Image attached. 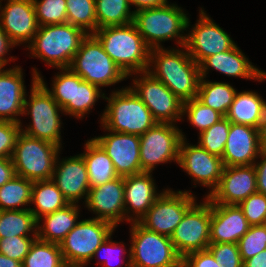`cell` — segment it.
<instances>
[{"label":"cell","mask_w":266,"mask_h":267,"mask_svg":"<svg viewBox=\"0 0 266 267\" xmlns=\"http://www.w3.org/2000/svg\"><path fill=\"white\" fill-rule=\"evenodd\" d=\"M21 123L0 121V158H11L17 138L21 133Z\"/></svg>","instance_id":"obj_45"},{"label":"cell","mask_w":266,"mask_h":267,"mask_svg":"<svg viewBox=\"0 0 266 267\" xmlns=\"http://www.w3.org/2000/svg\"><path fill=\"white\" fill-rule=\"evenodd\" d=\"M250 225L266 223V195L260 192L251 194L238 205Z\"/></svg>","instance_id":"obj_42"},{"label":"cell","mask_w":266,"mask_h":267,"mask_svg":"<svg viewBox=\"0 0 266 267\" xmlns=\"http://www.w3.org/2000/svg\"><path fill=\"white\" fill-rule=\"evenodd\" d=\"M13 46H15V44L9 39L8 35L0 25V66L3 68L8 64V61H12L6 59L4 55L8 52L9 48Z\"/></svg>","instance_id":"obj_50"},{"label":"cell","mask_w":266,"mask_h":267,"mask_svg":"<svg viewBox=\"0 0 266 267\" xmlns=\"http://www.w3.org/2000/svg\"><path fill=\"white\" fill-rule=\"evenodd\" d=\"M154 64V69L150 65ZM154 70V71H153ZM165 84L183 103L197 97L200 82L199 65L187 50L151 49L147 71Z\"/></svg>","instance_id":"obj_1"},{"label":"cell","mask_w":266,"mask_h":267,"mask_svg":"<svg viewBox=\"0 0 266 267\" xmlns=\"http://www.w3.org/2000/svg\"><path fill=\"white\" fill-rule=\"evenodd\" d=\"M257 192L254 165L224 166L217 187L207 195L211 203L239 205Z\"/></svg>","instance_id":"obj_17"},{"label":"cell","mask_w":266,"mask_h":267,"mask_svg":"<svg viewBox=\"0 0 266 267\" xmlns=\"http://www.w3.org/2000/svg\"><path fill=\"white\" fill-rule=\"evenodd\" d=\"M131 246L126 267H182V257L177 253L169 236L131 223Z\"/></svg>","instance_id":"obj_7"},{"label":"cell","mask_w":266,"mask_h":267,"mask_svg":"<svg viewBox=\"0 0 266 267\" xmlns=\"http://www.w3.org/2000/svg\"><path fill=\"white\" fill-rule=\"evenodd\" d=\"M258 131L260 150L261 152H266V110Z\"/></svg>","instance_id":"obj_53"},{"label":"cell","mask_w":266,"mask_h":267,"mask_svg":"<svg viewBox=\"0 0 266 267\" xmlns=\"http://www.w3.org/2000/svg\"><path fill=\"white\" fill-rule=\"evenodd\" d=\"M0 267H22V263L0 253Z\"/></svg>","instance_id":"obj_54"},{"label":"cell","mask_w":266,"mask_h":267,"mask_svg":"<svg viewBox=\"0 0 266 267\" xmlns=\"http://www.w3.org/2000/svg\"><path fill=\"white\" fill-rule=\"evenodd\" d=\"M200 11L199 20L187 34L184 45V49L198 65L205 58L228 51L236 45L230 36L206 15L204 10Z\"/></svg>","instance_id":"obj_16"},{"label":"cell","mask_w":266,"mask_h":267,"mask_svg":"<svg viewBox=\"0 0 266 267\" xmlns=\"http://www.w3.org/2000/svg\"><path fill=\"white\" fill-rule=\"evenodd\" d=\"M69 69L98 87L114 85L128 78L93 34H88L82 41Z\"/></svg>","instance_id":"obj_8"},{"label":"cell","mask_w":266,"mask_h":267,"mask_svg":"<svg viewBox=\"0 0 266 267\" xmlns=\"http://www.w3.org/2000/svg\"><path fill=\"white\" fill-rule=\"evenodd\" d=\"M129 5H135L137 10L159 7L167 4V0H128Z\"/></svg>","instance_id":"obj_51"},{"label":"cell","mask_w":266,"mask_h":267,"mask_svg":"<svg viewBox=\"0 0 266 267\" xmlns=\"http://www.w3.org/2000/svg\"><path fill=\"white\" fill-rule=\"evenodd\" d=\"M151 175V172H143L123 177L125 220L130 222H139L161 195V193H157L156 186ZM130 210H133L132 212L135 213V217L128 215V213L130 214Z\"/></svg>","instance_id":"obj_25"},{"label":"cell","mask_w":266,"mask_h":267,"mask_svg":"<svg viewBox=\"0 0 266 267\" xmlns=\"http://www.w3.org/2000/svg\"><path fill=\"white\" fill-rule=\"evenodd\" d=\"M101 124L103 129L113 132L142 135L158 122L143 101L129 88L112 92Z\"/></svg>","instance_id":"obj_4"},{"label":"cell","mask_w":266,"mask_h":267,"mask_svg":"<svg viewBox=\"0 0 266 267\" xmlns=\"http://www.w3.org/2000/svg\"><path fill=\"white\" fill-rule=\"evenodd\" d=\"M79 207L69 203L64 208L42 216L38 220L37 238L43 241L60 244L66 235L77 225ZM44 219V225L39 223Z\"/></svg>","instance_id":"obj_28"},{"label":"cell","mask_w":266,"mask_h":267,"mask_svg":"<svg viewBox=\"0 0 266 267\" xmlns=\"http://www.w3.org/2000/svg\"><path fill=\"white\" fill-rule=\"evenodd\" d=\"M181 139L179 145L178 164L185 170L194 181L209 188L210 193L217 187L224 164L222 158L210 154L199 145H189Z\"/></svg>","instance_id":"obj_18"},{"label":"cell","mask_w":266,"mask_h":267,"mask_svg":"<svg viewBox=\"0 0 266 267\" xmlns=\"http://www.w3.org/2000/svg\"><path fill=\"white\" fill-rule=\"evenodd\" d=\"M0 10V25L9 39L15 45L30 43L39 27L32 0H7Z\"/></svg>","instance_id":"obj_21"},{"label":"cell","mask_w":266,"mask_h":267,"mask_svg":"<svg viewBox=\"0 0 266 267\" xmlns=\"http://www.w3.org/2000/svg\"><path fill=\"white\" fill-rule=\"evenodd\" d=\"M237 244L242 261L266 250V225H251Z\"/></svg>","instance_id":"obj_41"},{"label":"cell","mask_w":266,"mask_h":267,"mask_svg":"<svg viewBox=\"0 0 266 267\" xmlns=\"http://www.w3.org/2000/svg\"><path fill=\"white\" fill-rule=\"evenodd\" d=\"M39 76V72L34 68L31 96L29 97V102L25 97L22 113V115H31L32 124L28 128L26 127L25 130L21 129V131L30 137L53 143L61 148L59 111L63 112V109L37 80Z\"/></svg>","instance_id":"obj_6"},{"label":"cell","mask_w":266,"mask_h":267,"mask_svg":"<svg viewBox=\"0 0 266 267\" xmlns=\"http://www.w3.org/2000/svg\"><path fill=\"white\" fill-rule=\"evenodd\" d=\"M111 236H112V234L98 247V249L94 253V257L96 255L98 256L102 252V250L104 249L105 259L101 262L103 265H105L104 267H112L113 258L115 259L117 252L121 251L122 253L126 254V249L125 250L122 249L121 248L122 246H120V248H119L118 242L110 240ZM115 252H116V254H115ZM114 254H115V256H114ZM119 266H121V265L118 264L117 267H119Z\"/></svg>","instance_id":"obj_47"},{"label":"cell","mask_w":266,"mask_h":267,"mask_svg":"<svg viewBox=\"0 0 266 267\" xmlns=\"http://www.w3.org/2000/svg\"><path fill=\"white\" fill-rule=\"evenodd\" d=\"M230 121L224 117L208 129L199 133V146L210 154L222 158L224 147L229 135Z\"/></svg>","instance_id":"obj_38"},{"label":"cell","mask_w":266,"mask_h":267,"mask_svg":"<svg viewBox=\"0 0 266 267\" xmlns=\"http://www.w3.org/2000/svg\"><path fill=\"white\" fill-rule=\"evenodd\" d=\"M260 163L254 164L257 177V192L266 195V152H261Z\"/></svg>","instance_id":"obj_48"},{"label":"cell","mask_w":266,"mask_h":267,"mask_svg":"<svg viewBox=\"0 0 266 267\" xmlns=\"http://www.w3.org/2000/svg\"><path fill=\"white\" fill-rule=\"evenodd\" d=\"M258 128L230 123L229 135L224 147V166L254 165L260 156Z\"/></svg>","instance_id":"obj_23"},{"label":"cell","mask_w":266,"mask_h":267,"mask_svg":"<svg viewBox=\"0 0 266 267\" xmlns=\"http://www.w3.org/2000/svg\"><path fill=\"white\" fill-rule=\"evenodd\" d=\"M243 267H266V250L243 261Z\"/></svg>","instance_id":"obj_52"},{"label":"cell","mask_w":266,"mask_h":267,"mask_svg":"<svg viewBox=\"0 0 266 267\" xmlns=\"http://www.w3.org/2000/svg\"><path fill=\"white\" fill-rule=\"evenodd\" d=\"M60 149L53 143L30 137L21 131L11 157L15 174L33 182L52 179Z\"/></svg>","instance_id":"obj_9"},{"label":"cell","mask_w":266,"mask_h":267,"mask_svg":"<svg viewBox=\"0 0 266 267\" xmlns=\"http://www.w3.org/2000/svg\"><path fill=\"white\" fill-rule=\"evenodd\" d=\"M106 136L93 138L111 158L119 176L143 173L140 163V136L110 131Z\"/></svg>","instance_id":"obj_19"},{"label":"cell","mask_w":266,"mask_h":267,"mask_svg":"<svg viewBox=\"0 0 266 267\" xmlns=\"http://www.w3.org/2000/svg\"><path fill=\"white\" fill-rule=\"evenodd\" d=\"M236 93L228 83L209 82L201 77L196 98L225 117Z\"/></svg>","instance_id":"obj_32"},{"label":"cell","mask_w":266,"mask_h":267,"mask_svg":"<svg viewBox=\"0 0 266 267\" xmlns=\"http://www.w3.org/2000/svg\"><path fill=\"white\" fill-rule=\"evenodd\" d=\"M184 135L175 124L157 123L140 135V163L143 172H152L156 164L178 162L179 145Z\"/></svg>","instance_id":"obj_13"},{"label":"cell","mask_w":266,"mask_h":267,"mask_svg":"<svg viewBox=\"0 0 266 267\" xmlns=\"http://www.w3.org/2000/svg\"><path fill=\"white\" fill-rule=\"evenodd\" d=\"M37 226L38 220L29 208L0 211V239L13 236L30 237L28 232L37 236Z\"/></svg>","instance_id":"obj_33"},{"label":"cell","mask_w":266,"mask_h":267,"mask_svg":"<svg viewBox=\"0 0 266 267\" xmlns=\"http://www.w3.org/2000/svg\"><path fill=\"white\" fill-rule=\"evenodd\" d=\"M58 157L59 155H57L54 165L52 180L68 203H77L83 196L86 201L90 184L83 157L81 155L70 156L61 162Z\"/></svg>","instance_id":"obj_22"},{"label":"cell","mask_w":266,"mask_h":267,"mask_svg":"<svg viewBox=\"0 0 266 267\" xmlns=\"http://www.w3.org/2000/svg\"><path fill=\"white\" fill-rule=\"evenodd\" d=\"M220 267H243V261L237 243L209 244L207 248Z\"/></svg>","instance_id":"obj_43"},{"label":"cell","mask_w":266,"mask_h":267,"mask_svg":"<svg viewBox=\"0 0 266 267\" xmlns=\"http://www.w3.org/2000/svg\"><path fill=\"white\" fill-rule=\"evenodd\" d=\"M53 80L50 91L41 76L37 80L48 90L52 98L59 104L65 114L82 118L95 105L99 97L104 99V93L96 85L83 80L69 68L61 69Z\"/></svg>","instance_id":"obj_10"},{"label":"cell","mask_w":266,"mask_h":267,"mask_svg":"<svg viewBox=\"0 0 266 267\" xmlns=\"http://www.w3.org/2000/svg\"><path fill=\"white\" fill-rule=\"evenodd\" d=\"M215 69L227 76L256 79L262 81L266 72L259 70L242 53L237 45L228 51L205 58L199 64L200 77H207L208 69Z\"/></svg>","instance_id":"obj_26"},{"label":"cell","mask_w":266,"mask_h":267,"mask_svg":"<svg viewBox=\"0 0 266 267\" xmlns=\"http://www.w3.org/2000/svg\"><path fill=\"white\" fill-rule=\"evenodd\" d=\"M88 34L70 23L39 26L28 46L33 57L49 66L69 68L71 61Z\"/></svg>","instance_id":"obj_3"},{"label":"cell","mask_w":266,"mask_h":267,"mask_svg":"<svg viewBox=\"0 0 266 267\" xmlns=\"http://www.w3.org/2000/svg\"><path fill=\"white\" fill-rule=\"evenodd\" d=\"M182 267H220L212 253L206 250L188 253L182 258Z\"/></svg>","instance_id":"obj_46"},{"label":"cell","mask_w":266,"mask_h":267,"mask_svg":"<svg viewBox=\"0 0 266 267\" xmlns=\"http://www.w3.org/2000/svg\"><path fill=\"white\" fill-rule=\"evenodd\" d=\"M33 181L15 175L0 187V211L18 210L31 202Z\"/></svg>","instance_id":"obj_35"},{"label":"cell","mask_w":266,"mask_h":267,"mask_svg":"<svg viewBox=\"0 0 266 267\" xmlns=\"http://www.w3.org/2000/svg\"><path fill=\"white\" fill-rule=\"evenodd\" d=\"M22 267H66V264L59 244L36 238L25 256Z\"/></svg>","instance_id":"obj_36"},{"label":"cell","mask_w":266,"mask_h":267,"mask_svg":"<svg viewBox=\"0 0 266 267\" xmlns=\"http://www.w3.org/2000/svg\"><path fill=\"white\" fill-rule=\"evenodd\" d=\"M115 227L97 218L79 221L59 244L66 266L84 267Z\"/></svg>","instance_id":"obj_11"},{"label":"cell","mask_w":266,"mask_h":267,"mask_svg":"<svg viewBox=\"0 0 266 267\" xmlns=\"http://www.w3.org/2000/svg\"><path fill=\"white\" fill-rule=\"evenodd\" d=\"M30 203L36 206L29 210L37 220L69 204L52 179L33 182Z\"/></svg>","instance_id":"obj_31"},{"label":"cell","mask_w":266,"mask_h":267,"mask_svg":"<svg viewBox=\"0 0 266 267\" xmlns=\"http://www.w3.org/2000/svg\"><path fill=\"white\" fill-rule=\"evenodd\" d=\"M15 169L11 158H0V187L14 177Z\"/></svg>","instance_id":"obj_49"},{"label":"cell","mask_w":266,"mask_h":267,"mask_svg":"<svg viewBox=\"0 0 266 267\" xmlns=\"http://www.w3.org/2000/svg\"><path fill=\"white\" fill-rule=\"evenodd\" d=\"M66 6L67 23L81 28L87 34L97 30L95 0H66Z\"/></svg>","instance_id":"obj_37"},{"label":"cell","mask_w":266,"mask_h":267,"mask_svg":"<svg viewBox=\"0 0 266 267\" xmlns=\"http://www.w3.org/2000/svg\"><path fill=\"white\" fill-rule=\"evenodd\" d=\"M139 76V79L133 80L132 88H129L143 101L154 119L158 123L171 124L180 120L183 116V102L165 84L148 72H143Z\"/></svg>","instance_id":"obj_15"},{"label":"cell","mask_w":266,"mask_h":267,"mask_svg":"<svg viewBox=\"0 0 266 267\" xmlns=\"http://www.w3.org/2000/svg\"><path fill=\"white\" fill-rule=\"evenodd\" d=\"M195 202L184 214L171 235L177 253L183 258L188 253L206 250L210 244L211 202Z\"/></svg>","instance_id":"obj_12"},{"label":"cell","mask_w":266,"mask_h":267,"mask_svg":"<svg viewBox=\"0 0 266 267\" xmlns=\"http://www.w3.org/2000/svg\"><path fill=\"white\" fill-rule=\"evenodd\" d=\"M97 29L127 25L133 22L128 0H95Z\"/></svg>","instance_id":"obj_34"},{"label":"cell","mask_w":266,"mask_h":267,"mask_svg":"<svg viewBox=\"0 0 266 267\" xmlns=\"http://www.w3.org/2000/svg\"><path fill=\"white\" fill-rule=\"evenodd\" d=\"M39 26L67 23L66 0H32Z\"/></svg>","instance_id":"obj_40"},{"label":"cell","mask_w":266,"mask_h":267,"mask_svg":"<svg viewBox=\"0 0 266 267\" xmlns=\"http://www.w3.org/2000/svg\"><path fill=\"white\" fill-rule=\"evenodd\" d=\"M93 35L127 76L147 71L151 48L143 40L133 22L99 28Z\"/></svg>","instance_id":"obj_2"},{"label":"cell","mask_w":266,"mask_h":267,"mask_svg":"<svg viewBox=\"0 0 266 267\" xmlns=\"http://www.w3.org/2000/svg\"><path fill=\"white\" fill-rule=\"evenodd\" d=\"M190 193L164 190L139 223L148 230L171 237L186 211L196 202Z\"/></svg>","instance_id":"obj_14"},{"label":"cell","mask_w":266,"mask_h":267,"mask_svg":"<svg viewBox=\"0 0 266 267\" xmlns=\"http://www.w3.org/2000/svg\"><path fill=\"white\" fill-rule=\"evenodd\" d=\"M37 236L31 238L25 236H13L0 239V253L6 257L23 263L25 256Z\"/></svg>","instance_id":"obj_44"},{"label":"cell","mask_w":266,"mask_h":267,"mask_svg":"<svg viewBox=\"0 0 266 267\" xmlns=\"http://www.w3.org/2000/svg\"><path fill=\"white\" fill-rule=\"evenodd\" d=\"M182 113H187L188 120L200 133L224 118L221 113L201 103L196 97L183 103Z\"/></svg>","instance_id":"obj_39"},{"label":"cell","mask_w":266,"mask_h":267,"mask_svg":"<svg viewBox=\"0 0 266 267\" xmlns=\"http://www.w3.org/2000/svg\"><path fill=\"white\" fill-rule=\"evenodd\" d=\"M80 155L86 163L90 187L99 186L119 177L111 158L93 138L86 142L85 152Z\"/></svg>","instance_id":"obj_30"},{"label":"cell","mask_w":266,"mask_h":267,"mask_svg":"<svg viewBox=\"0 0 266 267\" xmlns=\"http://www.w3.org/2000/svg\"><path fill=\"white\" fill-rule=\"evenodd\" d=\"M266 110V102L256 92H237L226 118L234 124L260 127Z\"/></svg>","instance_id":"obj_29"},{"label":"cell","mask_w":266,"mask_h":267,"mask_svg":"<svg viewBox=\"0 0 266 267\" xmlns=\"http://www.w3.org/2000/svg\"><path fill=\"white\" fill-rule=\"evenodd\" d=\"M189 22L183 9L174 4L134 10L133 23L151 49L161 48V42L176 37V42L184 47L186 35L183 36L180 32L184 33Z\"/></svg>","instance_id":"obj_5"},{"label":"cell","mask_w":266,"mask_h":267,"mask_svg":"<svg viewBox=\"0 0 266 267\" xmlns=\"http://www.w3.org/2000/svg\"><path fill=\"white\" fill-rule=\"evenodd\" d=\"M250 226L238 205L211 203L210 244L238 243Z\"/></svg>","instance_id":"obj_24"},{"label":"cell","mask_w":266,"mask_h":267,"mask_svg":"<svg viewBox=\"0 0 266 267\" xmlns=\"http://www.w3.org/2000/svg\"><path fill=\"white\" fill-rule=\"evenodd\" d=\"M21 67L0 70V121L21 123L26 95Z\"/></svg>","instance_id":"obj_27"},{"label":"cell","mask_w":266,"mask_h":267,"mask_svg":"<svg viewBox=\"0 0 266 267\" xmlns=\"http://www.w3.org/2000/svg\"><path fill=\"white\" fill-rule=\"evenodd\" d=\"M87 208L95 212L98 220L116 227L125 220L124 179L122 176L96 187H90L85 201Z\"/></svg>","instance_id":"obj_20"}]
</instances>
